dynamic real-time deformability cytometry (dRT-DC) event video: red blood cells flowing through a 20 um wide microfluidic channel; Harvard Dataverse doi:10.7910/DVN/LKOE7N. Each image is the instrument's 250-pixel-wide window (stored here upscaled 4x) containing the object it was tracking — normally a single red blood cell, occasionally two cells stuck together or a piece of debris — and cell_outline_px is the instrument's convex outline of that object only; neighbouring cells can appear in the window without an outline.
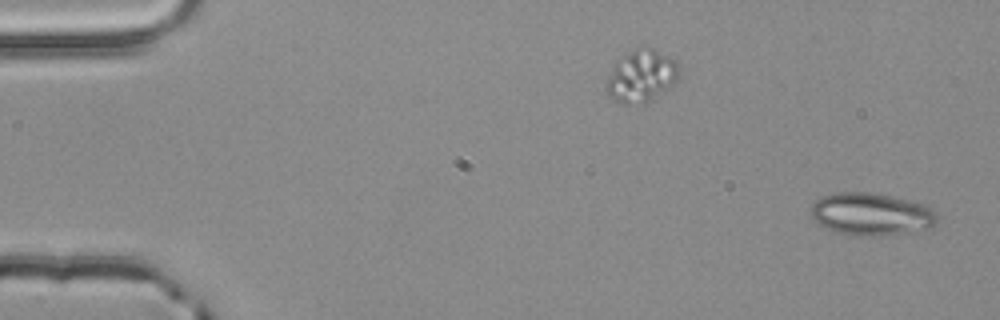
{"species": "common noctule bat (a hibernating species)", "species_latin": "Nyctalus noctula", "temperature_condition": "room temperature", "stored_images_in_passage": 12, "camera_frame_rate_fps": 3000, "um_per_image_px": 0.085, "animal": {"sex": "male", "body_mass_g": 20.4}, "frame": {"image": 1, "passage_image": 1, "time_ms": 0.0, "image_size_px": [1000, 320], "cell_outline_px": [[940, 220], [932, 228], [884, 236], [852, 236], [836, 232], [812, 220], [808, 212], [812, 204], [820, 196], [836, 192], [868, 192], [908, 200], [932, 208], [936, 212]], "centroid_in_image_um": [74.03, 18.22], "position_along_channel_um": 11.0, "area_um2": 31.73}}